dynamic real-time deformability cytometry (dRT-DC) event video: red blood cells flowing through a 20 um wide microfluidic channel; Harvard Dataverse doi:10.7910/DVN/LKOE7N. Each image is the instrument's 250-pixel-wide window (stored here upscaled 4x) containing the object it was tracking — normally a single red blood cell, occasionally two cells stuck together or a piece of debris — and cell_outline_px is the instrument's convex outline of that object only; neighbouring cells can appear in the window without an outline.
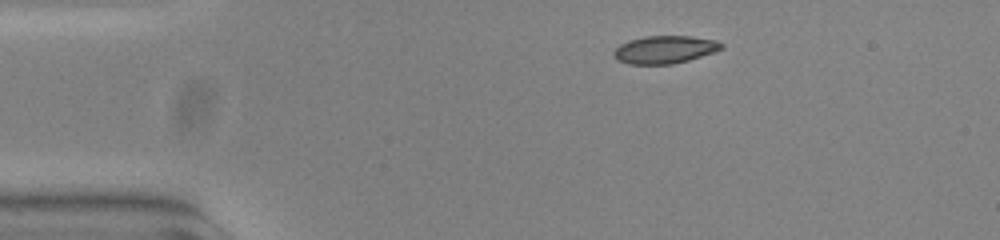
{"species": "common noctule bat (a hibernating species)", "species_latin": "Nyctalus noctula", "temperature_condition": "warm", "stored_images_in_passage": 45, "camera_frame_rate_fps": 3000, "um_per_image_px": 0.085, "animal": {"sex": "female", "body_mass_g": 23.0, "forearm_length_mm": 53.4}, "frame": {"image": 1, "passage_image": 1, "time_ms": 0.0, "image_size_px": [1000, 240], "cell_outline_px": [[724, 48], [688, 60], [672, 64], [628, 64], [616, 60], [612, 52], [620, 44], [628, 40], [648, 36], [688, 36], [716, 40], [724, 44]], "centroid_in_image_um": [56.47, 4.21], "position_along_channel_um": 28.5, "area_um2": 17.34}}
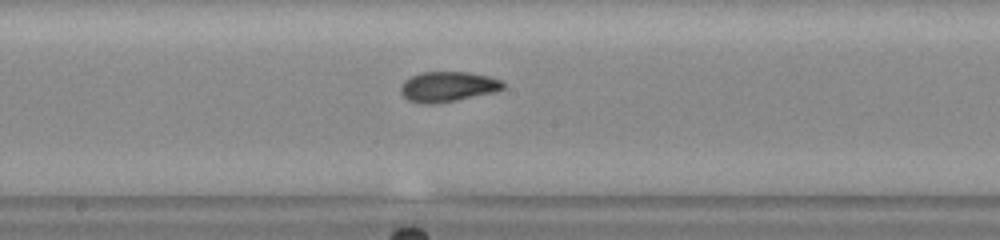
{"frame": {"image": 2, "passage_image": 20, "time_ms": 6.333, "image_size_px": [1000, 240], "cell_outline_px": [[504, 88], [492, 92], [456, 100], [432, 104], [420, 104], [408, 100], [400, 92], [400, 88], [404, 80], [420, 72], [468, 72], [488, 76], [500, 80], [504, 84]], "centroid_in_image_um": [38.01, 7.36], "position_along_channel_um": 210.2, "area_um2": 17.86}}
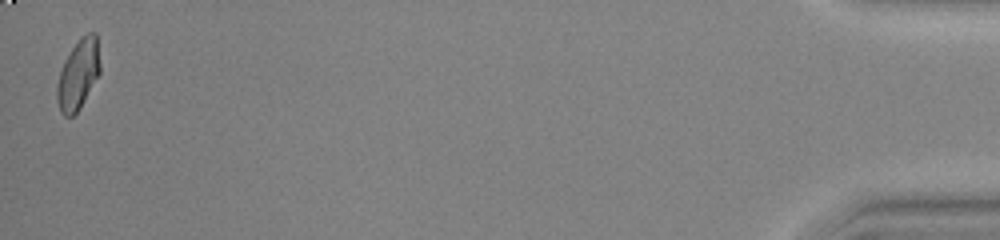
{"frame": {"image": 3, "passage_image": 45, "time_ms": 14.667, "image_size_px": [1000, 240], "cell_outline_px": [[100, 72], [80, 108], [72, 116], [64, 116], [60, 112], [56, 100], [56, 88], [60, 72], [64, 60], [72, 48], [88, 32], [96, 32], [100, 64]], "centroid_in_image_um": [6.64, 6.36], "position_along_channel_um": 428.6, "area_um2": 17.34}, "authors_computed_cell_mechanics": {"area_um2": 17.7446, "velocity_mm_per_s": 3.7927, "shape_relaxation_time_tau1_ms": null, "shape_relaxation_time_tau2_ms": 1.1113, "deformation_change_tau1": null, "deformation_change_tau2": 0.0516}}